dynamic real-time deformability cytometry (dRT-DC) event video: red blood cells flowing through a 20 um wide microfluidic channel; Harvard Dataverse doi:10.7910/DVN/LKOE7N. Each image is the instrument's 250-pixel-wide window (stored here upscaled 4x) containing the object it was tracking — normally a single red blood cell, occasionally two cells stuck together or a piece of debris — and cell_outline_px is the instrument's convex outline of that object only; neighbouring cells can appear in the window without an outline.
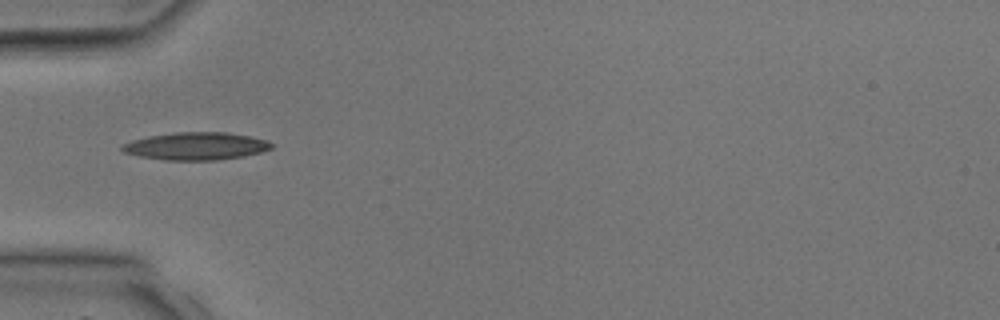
{"species": "common noctule bat (a hibernating species)", "species_latin": "Nyctalus noctula", "temperature_condition": "room temperature", "stored_images_in_passage": 3, "camera_frame_rate_fps": 3000, "um_per_image_px": 0.085, "animal": {"sex": "male", "body_mass_g": 17.9, "forearm_length_mm": 54.2}, "frame": {"image": 1, "passage_image": 3, "time_ms": 3.333, "image_size_px": [1000, 320], "cell_outline_px": [[272, 148], [260, 152], [244, 156], [216, 160], [164, 160], [140, 156], [124, 152], [120, 148], [124, 144], [132, 140], [148, 136], [176, 132], [224, 132], [248, 136], [268, 140], [272, 144]], "centroid_in_image_um": [16.66, 12.42], "position_along_channel_um": 68.3, "area_um2": 23.87}}